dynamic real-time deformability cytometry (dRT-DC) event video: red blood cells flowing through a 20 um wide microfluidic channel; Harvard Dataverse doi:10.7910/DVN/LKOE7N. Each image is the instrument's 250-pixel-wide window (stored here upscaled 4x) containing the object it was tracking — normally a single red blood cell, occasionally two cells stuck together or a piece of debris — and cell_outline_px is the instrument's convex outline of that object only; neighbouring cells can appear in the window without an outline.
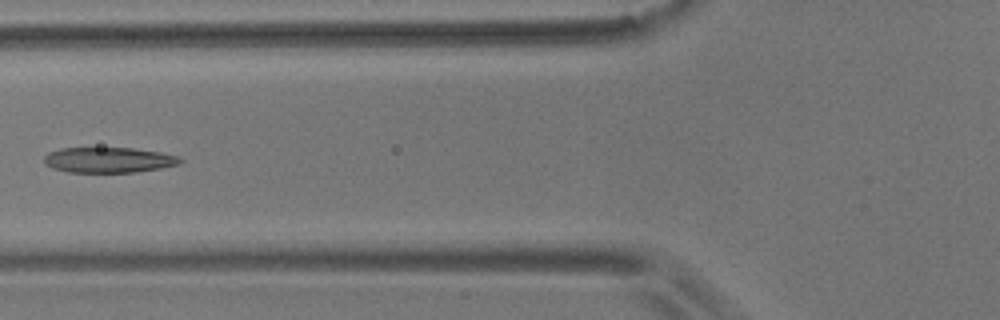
{"species": "common noctule bat (a hibernating species)", "species_latin": "Nyctalus noctula", "temperature_condition": "room temperature", "stored_images_in_passage": 7, "camera_frame_rate_fps": 3000, "um_per_image_px": 0.085, "animal": {"sex": "male", "body_mass_g": 17.9}, "frame": {"image": 1, "passage_image": 4, "time_ms": 3.333, "image_size_px": [1000, 320], "cell_outline_px": [[184, 160], [180, 164], [160, 168], [136, 172], [68, 172], [52, 168], [44, 164], [44, 156], [48, 152], [60, 148], [132, 148], [160, 152], [180, 156]], "centroid_in_image_um": [9.24, 13.59], "position_along_channel_um": 116.6, "area_um2": 20.29}}
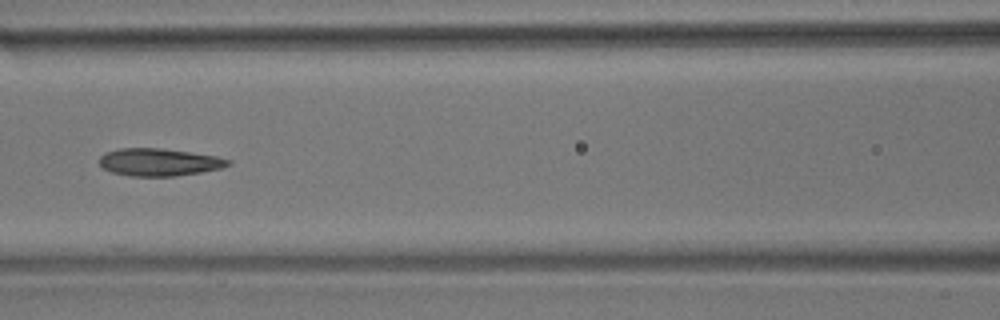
{"frame": {"image": 2, "passage_image": 5, "time_ms": 4.333, "image_size_px": [1000, 320], "cell_outline_px": [[232, 164], [220, 168], [200, 172], [176, 176], [128, 176], [112, 172], [104, 168], [100, 164], [100, 156], [104, 152], [120, 148], [160, 148], [216, 156], [232, 160]], "centroid_in_image_um": [13.51, 13.78], "position_along_channel_um": 153.1, "area_um2": 20.58}}
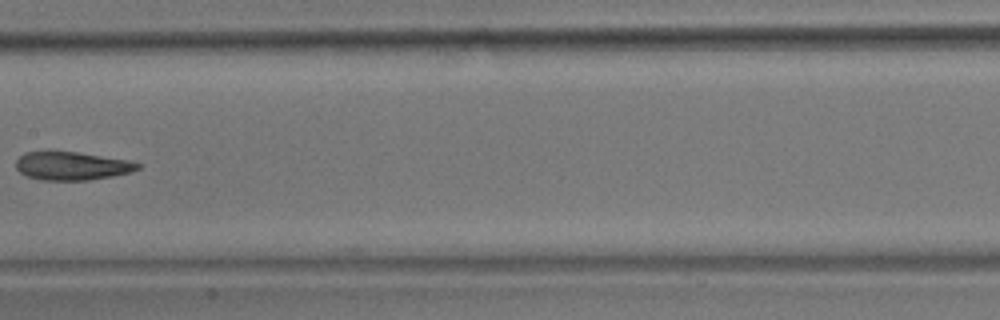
{"frame": {"image": 3, "passage_image": 6, "time_ms": 5.667, "image_size_px": [1000, 320], "cell_outline_px": [[140, 168], [132, 172], [112, 176], [88, 180], [40, 180], [24, 176], [16, 168], [16, 160], [24, 152], [44, 148], [52, 148], [128, 160], [140, 164]], "centroid_in_image_um": [6.01, 14.06], "position_along_channel_um": 201.4, "area_um2": 20.92}}